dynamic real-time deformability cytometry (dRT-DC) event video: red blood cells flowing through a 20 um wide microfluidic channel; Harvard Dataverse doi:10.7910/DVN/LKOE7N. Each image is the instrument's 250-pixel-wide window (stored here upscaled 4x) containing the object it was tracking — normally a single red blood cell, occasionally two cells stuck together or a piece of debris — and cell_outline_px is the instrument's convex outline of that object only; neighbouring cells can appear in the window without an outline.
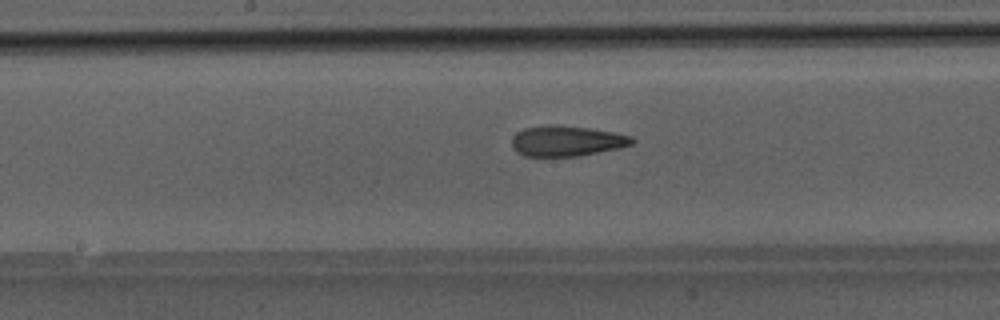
{"species": "Egyptian fruit bat (a non-hibernating species)", "species_latin": "Rousettus aegyptiacus", "temperature_condition": "room temperature", "stored_images_in_passage": 33, "camera_frame_rate_fps": 3000, "um_per_image_px": 0.085, "animal": {"sex": "male"}, "frame": {"image": 1, "passage_image": 10, "time_ms": 3.0, "image_size_px": [1000, 320], "cell_outline_px": [[636, 140], [632, 144], [620, 148], [580, 156], [524, 156], [516, 152], [512, 148], [512, 136], [516, 132], [524, 128], [548, 124], [556, 124], [588, 128], [616, 132], [632, 136]], "centroid_in_image_um": [48.16, 11.97], "position_along_channel_um": 200.0, "area_um2": 21.73}}
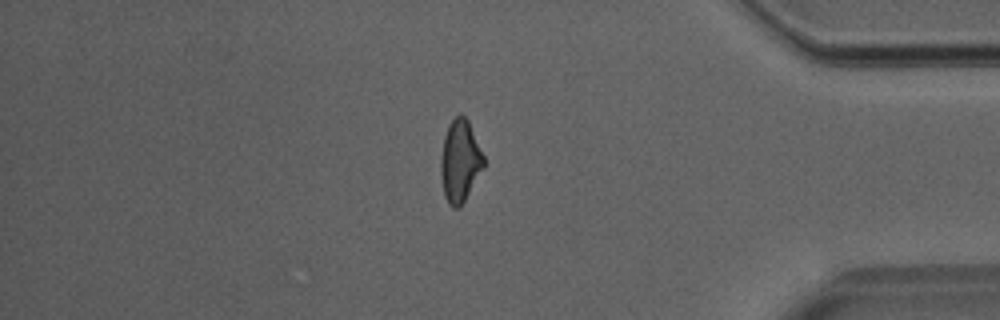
{"frame": {"image": 2, "passage_image": 26, "time_ms": 8.333, "image_size_px": [1000, 320], "cell_outline_px": [[484, 168], [460, 208], [452, 208], [448, 204], [444, 196], [440, 172], [440, 160], [444, 136], [448, 124], [460, 112], [468, 120], [484, 156]], "centroid_in_image_um": [39.09, 13.71], "position_along_channel_um": 396.1, "area_um2": 20.75}}
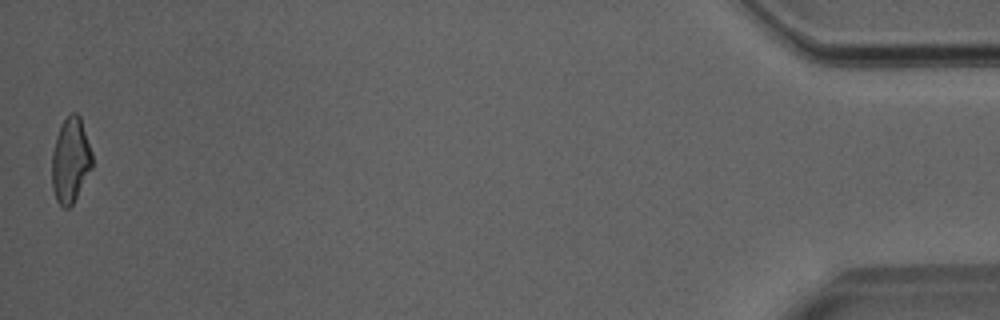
{"frame": {"image": 3, "passage_image": 33, "time_ms": 10.667, "image_size_px": [1000, 320], "cell_outline_px": [[92, 168], [72, 204], [68, 208], [64, 208], [56, 200], [52, 188], [52, 152], [56, 136], [64, 120], [72, 112], [76, 112], [80, 116], [92, 152]], "centroid_in_image_um": [5.99, 13.62], "position_along_channel_um": 429.2, "area_um2": 19.83}}